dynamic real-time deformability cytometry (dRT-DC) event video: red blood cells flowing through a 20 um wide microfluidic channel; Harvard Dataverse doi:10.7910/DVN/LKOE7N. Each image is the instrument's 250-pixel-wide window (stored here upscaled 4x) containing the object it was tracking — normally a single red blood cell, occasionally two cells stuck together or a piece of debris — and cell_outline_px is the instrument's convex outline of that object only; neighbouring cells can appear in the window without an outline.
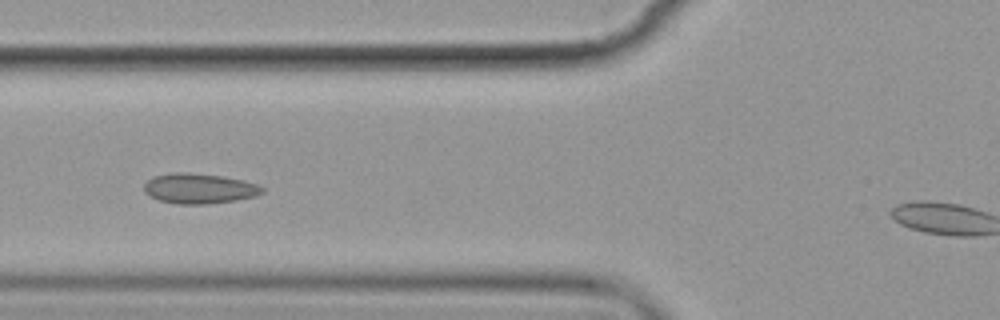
{"species": "common noctule bat (a hibernating species)", "species_latin": "Nyctalus noctula", "temperature_condition": "cold", "stored_images_in_passage": 9, "camera_frame_rate_fps": 3000, "um_per_image_px": 0.085, "animal": {"sex": "female", "body_mass_g": 19.9}, "frame": {"image": 1, "passage_image": 6, "time_ms": 6.667, "image_size_px": [1000, 320], "cell_outline_px": [[264, 192], [256, 196], [236, 200], [204, 204], [176, 204], [160, 200], [144, 192], [144, 184], [152, 176], [172, 172], [188, 172], [224, 176], [244, 180], [256, 184], [264, 188]], "centroid_in_image_um": [16.94, 16.01], "position_along_channel_um": 108.9, "area_um2": 20.87}}
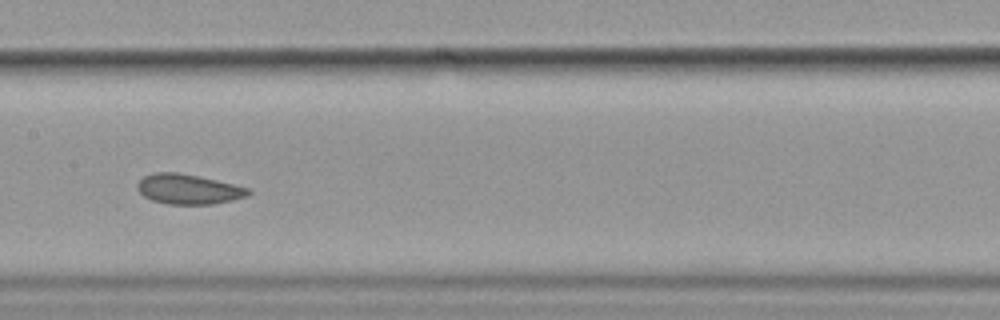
{"frame": {"image": 2, "passage_image": 8, "time_ms": 9.0, "image_size_px": [1000, 320], "cell_outline_px": [[252, 192], [248, 196], [232, 200], [212, 204], [168, 204], [152, 200], [144, 196], [136, 188], [136, 184], [144, 176], [152, 172], [176, 172], [216, 180], [252, 188]], "centroid_in_image_um": [16.03, 16.08], "position_along_channel_um": 191.4, "area_um2": 19.42}}
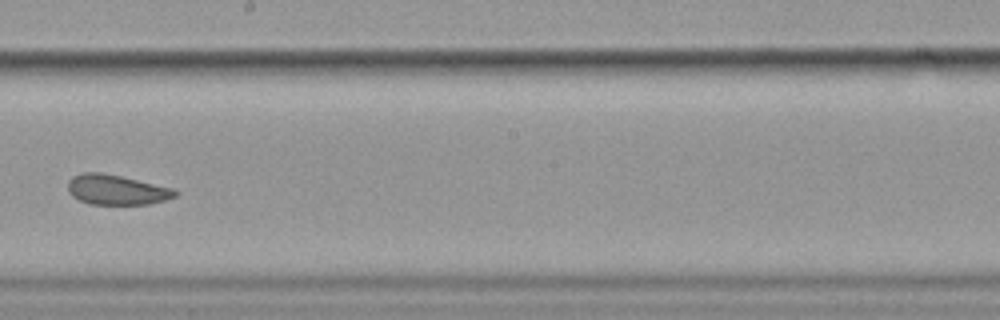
{"frame": {"image": 3, "passage_image": 9, "time_ms": 10.333, "image_size_px": [1000, 320], "cell_outline_px": [[180, 192], [176, 196], [164, 200], [148, 204], [88, 204], [72, 196], [68, 192], [68, 180], [72, 176], [84, 172], [100, 172], [120, 176], [172, 188]], "centroid_in_image_um": [9.87, 16.13], "position_along_channel_um": 238.3, "area_um2": 18.67}}